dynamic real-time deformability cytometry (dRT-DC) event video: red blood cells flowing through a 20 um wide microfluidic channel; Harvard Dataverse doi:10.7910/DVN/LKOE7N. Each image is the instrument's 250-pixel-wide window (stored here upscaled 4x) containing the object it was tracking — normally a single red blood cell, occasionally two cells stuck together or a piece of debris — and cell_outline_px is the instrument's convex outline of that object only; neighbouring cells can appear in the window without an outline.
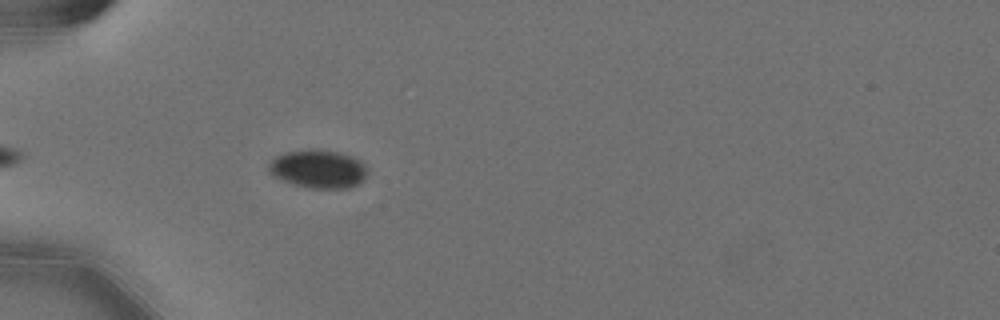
{"species": "Egyptian fruit bat (a non-hibernating species)", "species_latin": "Rousettus aegyptiacus", "temperature_condition": "cold", "stored_images_in_passage": 44, "camera_frame_rate_fps": 3000, "um_per_image_px": 0.085, "animal": {"sex": "female"}, "frame": {"image": 1, "passage_image": 5, "time_ms": 1.333, "image_size_px": [1000, 320], "cell_outline_px": [[368, 172], [364, 180], [360, 184], [348, 188], [308, 188], [292, 184], [272, 176], [268, 172], [268, 164], [276, 156], [284, 152], [312, 148], [316, 148], [340, 152], [352, 156], [360, 160], [364, 164]], "centroid_in_image_um": [27.05, 14.35], "position_along_channel_um": 58.0, "area_um2": 22.54}}
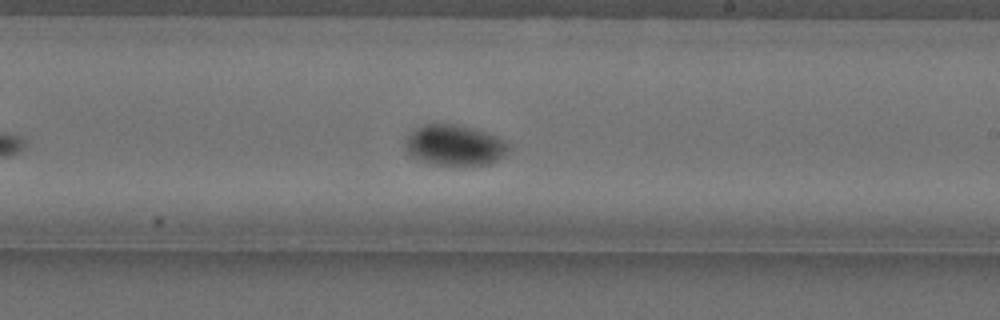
{"frame": {"image": 2, "passage_image": 22, "time_ms": 7.0, "image_size_px": [1000, 320], "cell_outline_px": [[512, 144], [504, 156], [492, 164], [432, 164], [416, 160], [408, 156], [404, 148], [404, 140], [416, 128], [424, 124], [460, 124], [496, 136]], "centroid_in_image_um": [38.61, 12.34], "position_along_channel_um": 250.4, "area_um2": 24.74}}
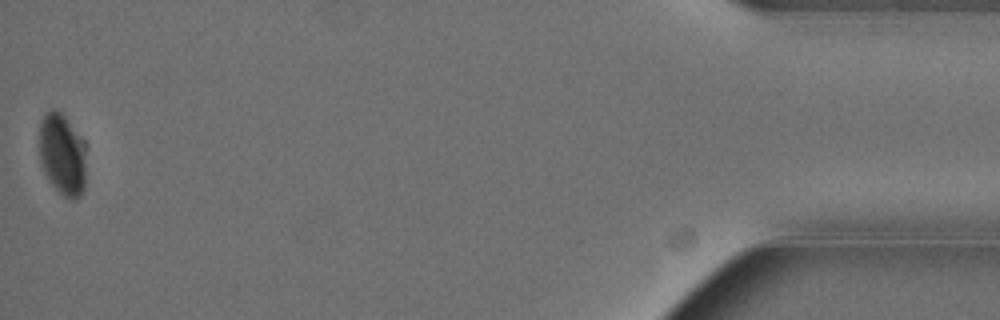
{"frame": {"image": 3, "passage_image": 44, "time_ms": 14.333, "image_size_px": [1000, 320], "cell_outline_px": [[84, 188], [80, 196], [76, 200], [72, 200], [64, 196], [48, 180], [44, 172], [40, 160], [40, 124], [44, 116], [52, 108], [60, 112], [64, 116], [84, 140]], "centroid_in_image_um": [5.29, 13.14], "position_along_channel_um": 429.9, "area_um2": 22.02}, "authors_computed_cell_mechanics": {"area_um2": 23.409, "velocity_mm_per_s": 3.5729, "shape_relaxation_time_tau1_ms": 3.6559, "shape_relaxation_time_tau2_ms": null, "deformation_change_tau1": 0.0534, "deformation_change_tau2": null}}